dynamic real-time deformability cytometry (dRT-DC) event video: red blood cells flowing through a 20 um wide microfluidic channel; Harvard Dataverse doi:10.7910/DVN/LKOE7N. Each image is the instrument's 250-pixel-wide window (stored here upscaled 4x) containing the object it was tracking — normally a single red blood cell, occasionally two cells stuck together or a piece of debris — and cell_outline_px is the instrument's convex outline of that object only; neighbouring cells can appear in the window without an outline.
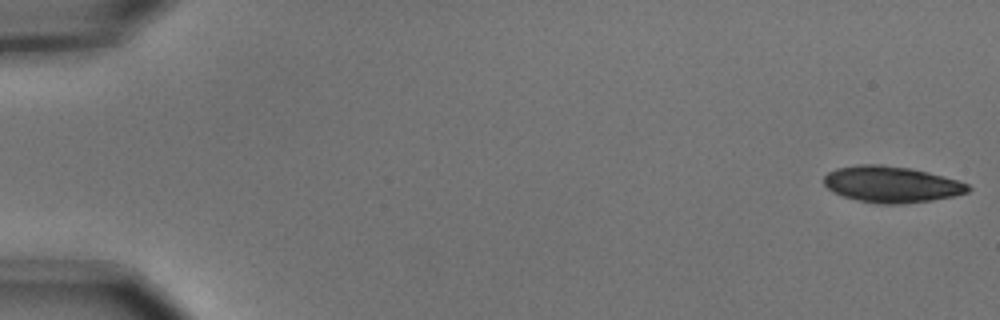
{"species": "common noctule bat (a hibernating species)", "species_latin": "Nyctalus noctula", "temperature_condition": "cold", "stored_images_in_passage": 5, "camera_frame_rate_fps": 3000, "um_per_image_px": 0.085, "animal": {"sex": "male", "body_mass_g": 15.6}, "frame": {"image": 1, "passage_image": 1, "time_ms": 0.0, "image_size_px": [1000, 320], "cell_outline_px": [[972, 188], [968, 192], [952, 196], [932, 200], [900, 204], [880, 204], [860, 200], [844, 196], [832, 192], [824, 184], [824, 176], [828, 172], [836, 168], [860, 164], [880, 164], [912, 168], [928, 172], [956, 180], [968, 184]], "centroid_in_image_um": [75.76, 15.66], "position_along_channel_um": 9.2, "area_um2": 30.35}}